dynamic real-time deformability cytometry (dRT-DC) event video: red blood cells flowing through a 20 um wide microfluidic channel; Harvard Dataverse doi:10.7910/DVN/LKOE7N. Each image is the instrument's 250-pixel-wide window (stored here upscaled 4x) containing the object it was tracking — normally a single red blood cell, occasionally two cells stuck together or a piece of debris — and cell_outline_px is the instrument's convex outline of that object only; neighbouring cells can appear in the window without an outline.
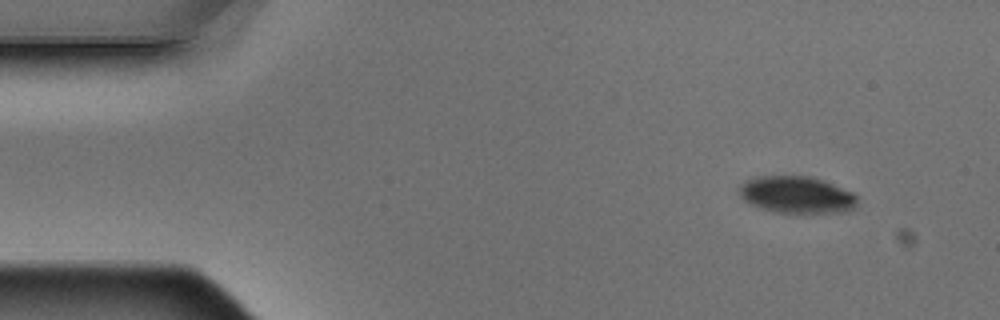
{"species": "Egyptian fruit bat (a non-hibernating species)", "species_latin": "Rousettus aegyptiacus", "temperature_condition": "warm", "stored_images_in_passage": 4, "camera_frame_rate_fps": 3000, "um_per_image_px": 0.085, "animal": {"sex": "male"}, "frame": {"image": 1, "passage_image": 1, "time_ms": 0.0, "image_size_px": [1000, 320], "cell_outline_px": [[856, 208], [848, 212], [776, 212], [760, 208], [744, 200], [740, 196], [740, 184], [748, 180], [760, 176], [812, 176], [824, 180], [852, 192], [856, 196]], "centroid_in_image_um": [67.75, 16.55], "position_along_channel_um": 17.3, "area_um2": 25.26}}
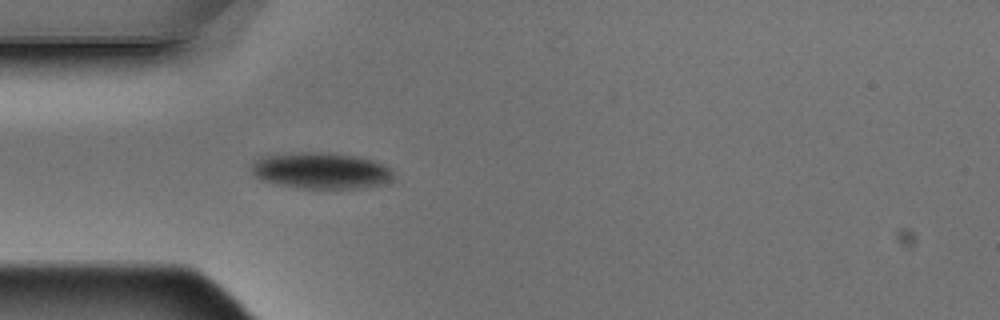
{"frame": {"image": 2, "passage_image": 4, "time_ms": 1.0, "image_size_px": [1000, 320], "cell_outline_px": [[392, 180], [388, 184], [356, 188], [300, 188], [276, 184], [260, 180], [252, 172], [252, 164], [260, 156], [300, 152], [324, 152], [356, 156], [372, 160], [384, 164], [392, 172]], "centroid_in_image_um": [27.28, 14.51], "position_along_channel_um": 57.7, "area_um2": 30.06}}